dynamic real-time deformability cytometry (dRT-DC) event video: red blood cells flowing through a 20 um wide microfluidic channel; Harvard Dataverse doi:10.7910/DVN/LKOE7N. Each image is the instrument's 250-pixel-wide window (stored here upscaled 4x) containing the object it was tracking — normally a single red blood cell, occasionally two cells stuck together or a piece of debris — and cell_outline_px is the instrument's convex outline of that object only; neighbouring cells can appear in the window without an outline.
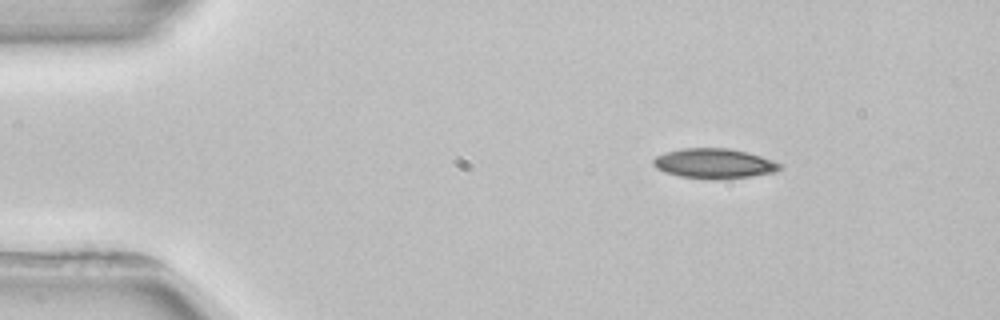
{"species": "common noctule bat (a hibernating species)", "species_latin": "Nyctalus noctula", "temperature_condition": "room temperature", "stored_images_in_passage": 4, "segment_of_instrument_passage": [2, 2], "camera_frame_rate_fps": 3000, "um_per_image_px": 0.085, "animal": {"sex": "female", "body_mass_g": 22.7, "forearm_length_mm": 54.2}, "frame": {"image": 1, "passage_image": 4, "time_ms": 5.667, "image_size_px": [1000, 320], "cell_outline_px": [[784, 168], [776, 172], [752, 176], [680, 176], [664, 172], [656, 168], [652, 164], [652, 160], [656, 156], [664, 152], [684, 148], [728, 148], [748, 152], [784, 164]], "centroid_in_image_um": [60.72, 13.84], "position_along_channel_um": 24.3, "area_um2": 21.33}}